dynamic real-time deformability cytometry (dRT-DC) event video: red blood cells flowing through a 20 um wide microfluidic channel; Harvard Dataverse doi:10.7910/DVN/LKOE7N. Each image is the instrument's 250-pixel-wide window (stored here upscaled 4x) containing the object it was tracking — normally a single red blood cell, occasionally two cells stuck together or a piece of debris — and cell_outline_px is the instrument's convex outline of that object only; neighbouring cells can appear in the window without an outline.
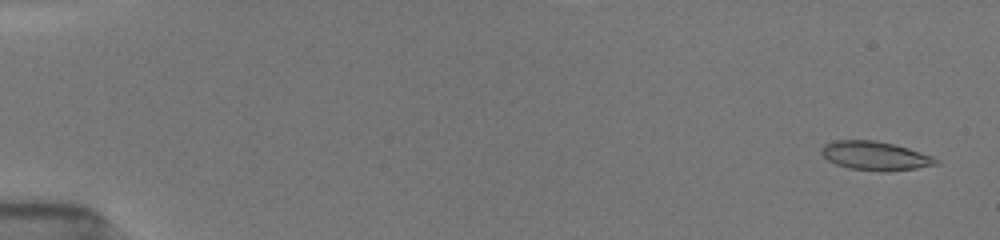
{"species": "common noctule bat (a hibernating species)", "species_latin": "Nyctalus noctula", "temperature_condition": "room temperature", "stored_images_in_passage": 19, "camera_frame_rate_fps": 3000, "um_per_image_px": 0.085, "animal": {"sex": "female", "body_mass_g": 19.5, "forearm_length_mm": 54.1}, "frame": {"image": 1, "passage_image": 1, "time_ms": 0.0, "image_size_px": [1000, 240], "cell_outline_px": [[940, 164], [916, 168], [888, 172], [880, 172], [848, 168], [836, 164], [828, 160], [820, 152], [820, 148], [824, 144], [836, 140], [876, 140], [908, 148], [932, 156], [940, 160]], "centroid_in_image_um": [74.39, 13.25], "position_along_channel_um": 10.6, "area_um2": 19.42}}
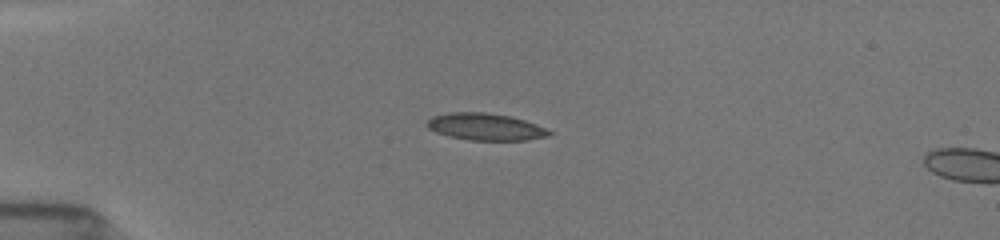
{"frame": {"image": 2, "passage_image": 13, "time_ms": 4.0, "image_size_px": [1000, 240], "cell_outline_px": [[556, 132], [552, 136], [528, 140], [468, 140], [448, 136], [436, 132], [428, 128], [424, 124], [432, 116], [448, 112], [484, 112], [512, 116], [536, 124]], "centroid_in_image_um": [41.3, 10.78], "position_along_channel_um": 43.7, "area_um2": 19.59}}
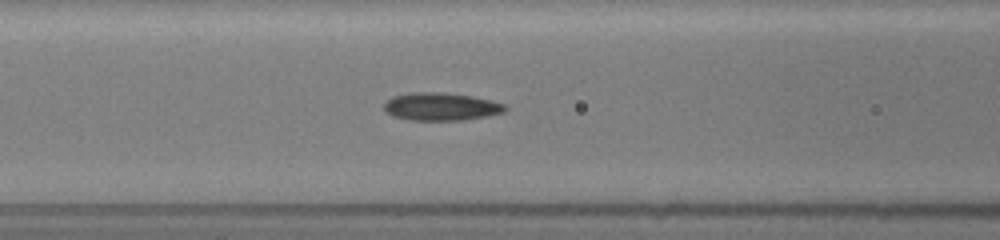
{"frame": {"image": 3, "passage_image": 19, "time_ms": 7.0, "image_size_px": [1000, 240], "cell_outline_px": [[508, 108], [504, 112], [488, 116], [464, 120], [408, 120], [392, 116], [384, 112], [384, 104], [392, 96], [412, 92], [444, 92], [472, 96], [504, 104]], "centroid_in_image_um": [37.46, 9.06], "position_along_channel_um": 129.1, "area_um2": 19.77}}